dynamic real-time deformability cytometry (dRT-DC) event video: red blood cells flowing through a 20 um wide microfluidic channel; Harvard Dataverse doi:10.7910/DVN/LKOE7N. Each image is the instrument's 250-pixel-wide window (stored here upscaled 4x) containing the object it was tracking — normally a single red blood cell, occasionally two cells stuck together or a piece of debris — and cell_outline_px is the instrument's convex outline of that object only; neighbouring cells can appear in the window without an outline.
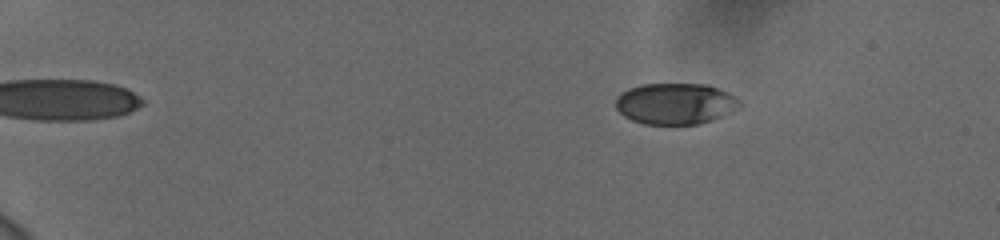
{"species": "human", "species_latin": "Homo sapiens", "temperature_condition": "cold", "stored_images_in_passage": 58, "camera_frame_rate_fps": 3000, "um_per_image_px": 0.085, "donor": {"sex": "female"}, "frame": {"image": 1, "passage_image": 11, "time_ms": 3.333, "image_size_px": [1000, 240], "cell_outline_px": [[740, 104], [720, 116], [696, 124], [644, 124], [632, 120], [624, 116], [616, 108], [616, 100], [628, 88], [644, 84], [704, 84], [728, 92]], "centroid_in_image_um": [57.32, 8.8], "position_along_channel_um": 27.7, "area_um2": 28.9}}
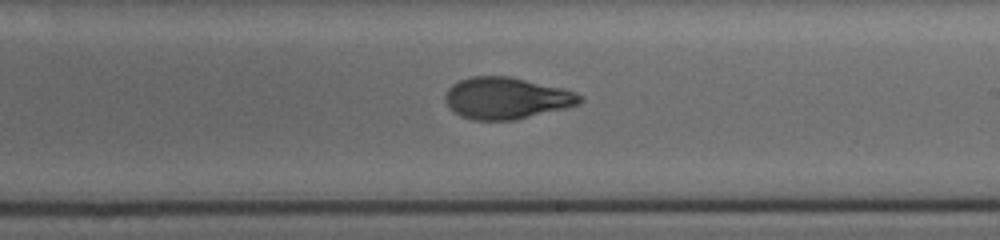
{"frame": {"image": 2, "passage_image": 38, "time_ms": 12.333, "image_size_px": [1000, 240], "cell_outline_px": [[584, 100], [580, 104], [564, 108], [512, 120], [472, 120], [460, 116], [444, 100], [448, 88], [452, 84], [460, 80], [472, 76], [508, 76], [564, 88], [576, 92], [584, 96]], "centroid_in_image_um": [43.07, 8.33], "position_along_channel_um": 245.9, "area_um2": 32.54}}
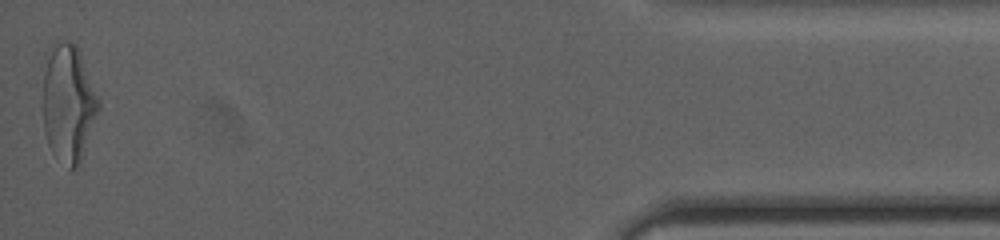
{"frame": {"image": 3, "passage_image": 58, "time_ms": 19.0, "image_size_px": [1000, 240], "cell_outline_px": [[100, 108], [80, 164], [76, 168], [68, 168], [52, 152], [48, 144], [44, 132], [44, 52], [48, 48], [60, 40], [72, 40], [76, 44], [80, 52], [100, 100]], "centroid_in_image_um": [5.81, 8.72], "position_along_channel_um": 429.4, "area_um2": 38.61}, "authors_computed_cell_mechanics": {"area_um2": 32.3969, "velocity_mm_per_s": 3.7451, "shape_relaxation_time_tau1_ms": 4.2646, "shape_relaxation_time_tau2_ms": 0.9887, "deformation_change_tau1": 0.1536, "deformation_change_tau2": 0.0651}}